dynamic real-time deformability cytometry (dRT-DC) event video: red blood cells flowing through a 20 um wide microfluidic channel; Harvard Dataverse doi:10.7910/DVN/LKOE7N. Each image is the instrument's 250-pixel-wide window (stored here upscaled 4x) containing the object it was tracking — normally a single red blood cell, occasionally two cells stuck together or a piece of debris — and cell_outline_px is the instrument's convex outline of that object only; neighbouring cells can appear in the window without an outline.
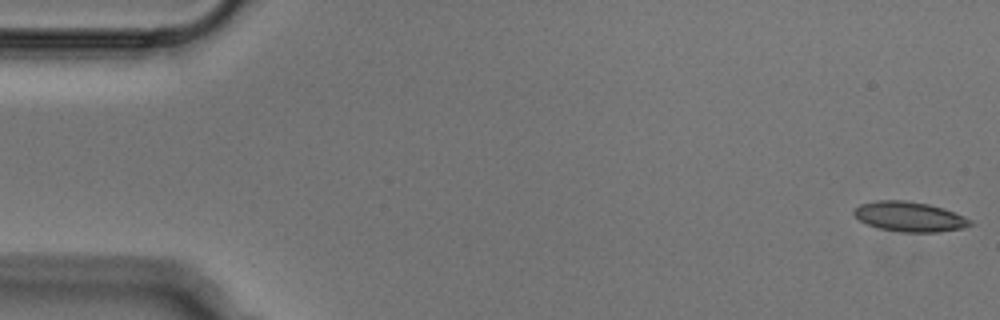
{"species": "Egyptian fruit bat (a non-hibernating species)", "species_latin": "Rousettus aegyptiacus", "temperature_condition": "cold", "stored_images_in_passage": 52, "camera_frame_rate_fps": 3000, "um_per_image_px": 0.085, "animal": {"sex": "male"}, "frame": {"image": 1, "passage_image": 1, "time_ms": 0.0, "image_size_px": [1000, 320], "cell_outline_px": [[976, 224], [964, 228], [936, 232], [900, 232], [880, 228], [868, 224], [860, 220], [852, 212], [860, 204], [876, 200], [904, 200], [928, 204], [944, 208], [964, 216], [972, 220]], "centroid_in_image_um": [77.36, 18.41], "position_along_channel_um": 7.6, "area_um2": 20.29}}
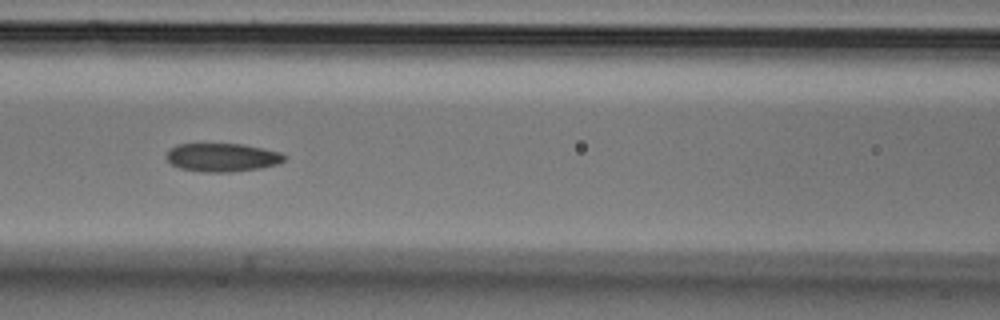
{"frame": {"image": 2, "passage_image": 22, "time_ms": 7.0, "image_size_px": [1000, 320], "cell_outline_px": [[288, 156], [284, 160], [276, 164], [260, 168], [228, 172], [200, 172], [180, 168], [172, 164], [164, 156], [168, 148], [176, 144], [244, 144], [264, 148], [280, 152]], "centroid_in_image_um": [18.86, 13.37], "position_along_channel_um": 147.7, "area_um2": 19.71}}
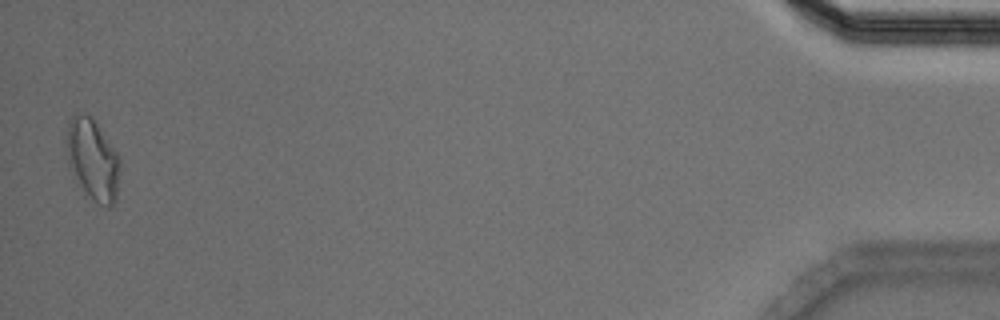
{"frame": {"image": 3, "passage_image": 51, "time_ms": 16.667, "image_size_px": [1000, 320], "cell_outline_px": [[120, 168], [116, 200], [108, 208], [100, 204], [76, 184], [68, 164], [68, 120], [72, 112], [84, 112], [92, 116], [116, 152], [120, 160]], "centroid_in_image_um": [7.87, 13.53], "position_along_channel_um": 427.3, "area_um2": 25.32}}